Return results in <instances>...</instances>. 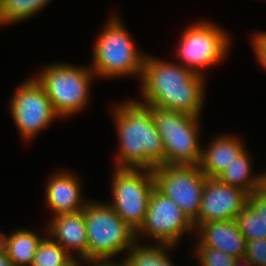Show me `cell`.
<instances>
[{"instance_id":"cell-25","label":"cell","mask_w":266,"mask_h":266,"mask_svg":"<svg viewBox=\"0 0 266 266\" xmlns=\"http://www.w3.org/2000/svg\"><path fill=\"white\" fill-rule=\"evenodd\" d=\"M251 38L258 64L266 70V31H258Z\"/></svg>"},{"instance_id":"cell-30","label":"cell","mask_w":266,"mask_h":266,"mask_svg":"<svg viewBox=\"0 0 266 266\" xmlns=\"http://www.w3.org/2000/svg\"><path fill=\"white\" fill-rule=\"evenodd\" d=\"M2 4H3V0H0V10H1Z\"/></svg>"},{"instance_id":"cell-26","label":"cell","mask_w":266,"mask_h":266,"mask_svg":"<svg viewBox=\"0 0 266 266\" xmlns=\"http://www.w3.org/2000/svg\"><path fill=\"white\" fill-rule=\"evenodd\" d=\"M84 265H90V264L85 259H81V258L73 256L67 263H65L62 266H84Z\"/></svg>"},{"instance_id":"cell-4","label":"cell","mask_w":266,"mask_h":266,"mask_svg":"<svg viewBox=\"0 0 266 266\" xmlns=\"http://www.w3.org/2000/svg\"><path fill=\"white\" fill-rule=\"evenodd\" d=\"M120 19L111 14L93 45L90 68L96 78L133 76L141 79L146 54L138 51L132 36Z\"/></svg>"},{"instance_id":"cell-7","label":"cell","mask_w":266,"mask_h":266,"mask_svg":"<svg viewBox=\"0 0 266 266\" xmlns=\"http://www.w3.org/2000/svg\"><path fill=\"white\" fill-rule=\"evenodd\" d=\"M230 44V36L225 29L214 22L199 20L181 35L176 57L182 66L204 75L205 69L226 59Z\"/></svg>"},{"instance_id":"cell-13","label":"cell","mask_w":266,"mask_h":266,"mask_svg":"<svg viewBox=\"0 0 266 266\" xmlns=\"http://www.w3.org/2000/svg\"><path fill=\"white\" fill-rule=\"evenodd\" d=\"M81 184L77 175L70 171H56L49 177L45 188V201L53 216L78 212L85 208L89 199L82 198Z\"/></svg>"},{"instance_id":"cell-11","label":"cell","mask_w":266,"mask_h":266,"mask_svg":"<svg viewBox=\"0 0 266 266\" xmlns=\"http://www.w3.org/2000/svg\"><path fill=\"white\" fill-rule=\"evenodd\" d=\"M192 231L195 232V227L191 219L171 198L154 188L145 220L136 231L137 241L147 235L153 239V243L177 246L183 234H190Z\"/></svg>"},{"instance_id":"cell-24","label":"cell","mask_w":266,"mask_h":266,"mask_svg":"<svg viewBox=\"0 0 266 266\" xmlns=\"http://www.w3.org/2000/svg\"><path fill=\"white\" fill-rule=\"evenodd\" d=\"M244 257L253 266H266V239L260 238L247 241Z\"/></svg>"},{"instance_id":"cell-17","label":"cell","mask_w":266,"mask_h":266,"mask_svg":"<svg viewBox=\"0 0 266 266\" xmlns=\"http://www.w3.org/2000/svg\"><path fill=\"white\" fill-rule=\"evenodd\" d=\"M234 221L246 241L266 239V185L248 194L247 204Z\"/></svg>"},{"instance_id":"cell-6","label":"cell","mask_w":266,"mask_h":266,"mask_svg":"<svg viewBox=\"0 0 266 266\" xmlns=\"http://www.w3.org/2000/svg\"><path fill=\"white\" fill-rule=\"evenodd\" d=\"M152 117L163 141L164 165H199L200 117L157 107H152Z\"/></svg>"},{"instance_id":"cell-9","label":"cell","mask_w":266,"mask_h":266,"mask_svg":"<svg viewBox=\"0 0 266 266\" xmlns=\"http://www.w3.org/2000/svg\"><path fill=\"white\" fill-rule=\"evenodd\" d=\"M9 107L21 138L28 142L59 117L43 86L34 76L18 85Z\"/></svg>"},{"instance_id":"cell-14","label":"cell","mask_w":266,"mask_h":266,"mask_svg":"<svg viewBox=\"0 0 266 266\" xmlns=\"http://www.w3.org/2000/svg\"><path fill=\"white\" fill-rule=\"evenodd\" d=\"M47 224L45 231L54 241L72 257L71 252L75 251V257L87 261L88 239L83 210L52 216Z\"/></svg>"},{"instance_id":"cell-16","label":"cell","mask_w":266,"mask_h":266,"mask_svg":"<svg viewBox=\"0 0 266 266\" xmlns=\"http://www.w3.org/2000/svg\"><path fill=\"white\" fill-rule=\"evenodd\" d=\"M240 139L234 134H219L202 148L198 166L207 177L217 178L246 150V145Z\"/></svg>"},{"instance_id":"cell-22","label":"cell","mask_w":266,"mask_h":266,"mask_svg":"<svg viewBox=\"0 0 266 266\" xmlns=\"http://www.w3.org/2000/svg\"><path fill=\"white\" fill-rule=\"evenodd\" d=\"M40 242L33 257L31 266H62L72 256L47 233Z\"/></svg>"},{"instance_id":"cell-23","label":"cell","mask_w":266,"mask_h":266,"mask_svg":"<svg viewBox=\"0 0 266 266\" xmlns=\"http://www.w3.org/2000/svg\"><path fill=\"white\" fill-rule=\"evenodd\" d=\"M194 255L197 256L199 266H234L236 258L229 254L209 248L195 245Z\"/></svg>"},{"instance_id":"cell-27","label":"cell","mask_w":266,"mask_h":266,"mask_svg":"<svg viewBox=\"0 0 266 266\" xmlns=\"http://www.w3.org/2000/svg\"><path fill=\"white\" fill-rule=\"evenodd\" d=\"M0 266H12L11 261L3 250L0 251Z\"/></svg>"},{"instance_id":"cell-8","label":"cell","mask_w":266,"mask_h":266,"mask_svg":"<svg viewBox=\"0 0 266 266\" xmlns=\"http://www.w3.org/2000/svg\"><path fill=\"white\" fill-rule=\"evenodd\" d=\"M112 199L108 203L136 231L145 220L150 196L155 188L152 170L114 168Z\"/></svg>"},{"instance_id":"cell-10","label":"cell","mask_w":266,"mask_h":266,"mask_svg":"<svg viewBox=\"0 0 266 266\" xmlns=\"http://www.w3.org/2000/svg\"><path fill=\"white\" fill-rule=\"evenodd\" d=\"M152 173L155 188L171 198L194 222L207 178L201 168L198 165H158Z\"/></svg>"},{"instance_id":"cell-18","label":"cell","mask_w":266,"mask_h":266,"mask_svg":"<svg viewBox=\"0 0 266 266\" xmlns=\"http://www.w3.org/2000/svg\"><path fill=\"white\" fill-rule=\"evenodd\" d=\"M44 237L29 229L18 228L10 234L0 232L2 250L12 266H31L37 248Z\"/></svg>"},{"instance_id":"cell-12","label":"cell","mask_w":266,"mask_h":266,"mask_svg":"<svg viewBox=\"0 0 266 266\" xmlns=\"http://www.w3.org/2000/svg\"><path fill=\"white\" fill-rule=\"evenodd\" d=\"M248 193L221 182L217 178H206L198 218L194 227L200 223L234 220L247 204Z\"/></svg>"},{"instance_id":"cell-19","label":"cell","mask_w":266,"mask_h":266,"mask_svg":"<svg viewBox=\"0 0 266 266\" xmlns=\"http://www.w3.org/2000/svg\"><path fill=\"white\" fill-rule=\"evenodd\" d=\"M251 159V153L246 149L222 171L217 179L230 186L240 188L248 194L261 189L266 185V171L259 174L253 173Z\"/></svg>"},{"instance_id":"cell-5","label":"cell","mask_w":266,"mask_h":266,"mask_svg":"<svg viewBox=\"0 0 266 266\" xmlns=\"http://www.w3.org/2000/svg\"><path fill=\"white\" fill-rule=\"evenodd\" d=\"M34 77L43 86L59 118H67L86 109L95 74L90 66L62 62L44 66Z\"/></svg>"},{"instance_id":"cell-3","label":"cell","mask_w":266,"mask_h":266,"mask_svg":"<svg viewBox=\"0 0 266 266\" xmlns=\"http://www.w3.org/2000/svg\"><path fill=\"white\" fill-rule=\"evenodd\" d=\"M83 213L89 264L115 263L111 259L128 251L137 241L136 230L124 222L108 202L89 200Z\"/></svg>"},{"instance_id":"cell-21","label":"cell","mask_w":266,"mask_h":266,"mask_svg":"<svg viewBox=\"0 0 266 266\" xmlns=\"http://www.w3.org/2000/svg\"><path fill=\"white\" fill-rule=\"evenodd\" d=\"M51 0H3L0 10V27L31 19Z\"/></svg>"},{"instance_id":"cell-20","label":"cell","mask_w":266,"mask_h":266,"mask_svg":"<svg viewBox=\"0 0 266 266\" xmlns=\"http://www.w3.org/2000/svg\"><path fill=\"white\" fill-rule=\"evenodd\" d=\"M173 247L175 246L166 243L141 246L136 241L127 254L125 253L123 260L115 261V263H120L122 266H175L169 255V249Z\"/></svg>"},{"instance_id":"cell-1","label":"cell","mask_w":266,"mask_h":266,"mask_svg":"<svg viewBox=\"0 0 266 266\" xmlns=\"http://www.w3.org/2000/svg\"><path fill=\"white\" fill-rule=\"evenodd\" d=\"M139 81L143 101L152 107L201 116L205 75L146 54Z\"/></svg>"},{"instance_id":"cell-2","label":"cell","mask_w":266,"mask_h":266,"mask_svg":"<svg viewBox=\"0 0 266 266\" xmlns=\"http://www.w3.org/2000/svg\"><path fill=\"white\" fill-rule=\"evenodd\" d=\"M118 152L114 168L153 170L164 165V145L152 117V106L137 99L113 106Z\"/></svg>"},{"instance_id":"cell-15","label":"cell","mask_w":266,"mask_h":266,"mask_svg":"<svg viewBox=\"0 0 266 266\" xmlns=\"http://www.w3.org/2000/svg\"><path fill=\"white\" fill-rule=\"evenodd\" d=\"M195 234L200 247L221 250L236 259L245 255L247 241L234 220L200 223Z\"/></svg>"},{"instance_id":"cell-29","label":"cell","mask_w":266,"mask_h":266,"mask_svg":"<svg viewBox=\"0 0 266 266\" xmlns=\"http://www.w3.org/2000/svg\"><path fill=\"white\" fill-rule=\"evenodd\" d=\"M88 266H122L120 263H108V264H91Z\"/></svg>"},{"instance_id":"cell-28","label":"cell","mask_w":266,"mask_h":266,"mask_svg":"<svg viewBox=\"0 0 266 266\" xmlns=\"http://www.w3.org/2000/svg\"><path fill=\"white\" fill-rule=\"evenodd\" d=\"M234 266H253V264L245 257L237 258Z\"/></svg>"}]
</instances>
